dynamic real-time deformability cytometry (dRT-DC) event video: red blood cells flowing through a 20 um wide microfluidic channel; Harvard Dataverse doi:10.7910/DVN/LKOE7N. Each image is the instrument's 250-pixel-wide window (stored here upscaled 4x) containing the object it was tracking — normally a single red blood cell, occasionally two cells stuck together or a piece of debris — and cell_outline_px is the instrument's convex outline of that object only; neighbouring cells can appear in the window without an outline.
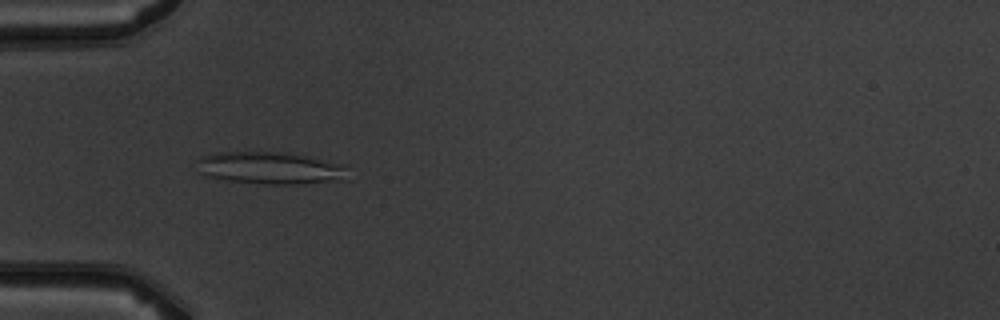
{"species": "common noctule bat (a hibernating species)", "species_latin": "Nyctalus noctula", "temperature_condition": "warm", "stored_images_in_passage": 6, "camera_frame_rate_fps": 3000, "um_per_image_px": 0.085, "animal": {"sex": "male", "body_mass_g": 19.5, "forearm_length_mm": 54.6}, "frame": {"image": 1, "passage_image": 4, "time_ms": 3.667, "image_size_px": [1000, 320], "cell_outline_px": [[348, 180], [300, 184], [264, 184], [228, 180], [212, 176], [200, 172], [196, 160], [204, 156], [216, 152], [272, 152], [304, 156], [348, 164]], "centroid_in_image_um": [23.08, 14.29], "position_along_channel_um": 61.9, "area_um2": 28.32}}